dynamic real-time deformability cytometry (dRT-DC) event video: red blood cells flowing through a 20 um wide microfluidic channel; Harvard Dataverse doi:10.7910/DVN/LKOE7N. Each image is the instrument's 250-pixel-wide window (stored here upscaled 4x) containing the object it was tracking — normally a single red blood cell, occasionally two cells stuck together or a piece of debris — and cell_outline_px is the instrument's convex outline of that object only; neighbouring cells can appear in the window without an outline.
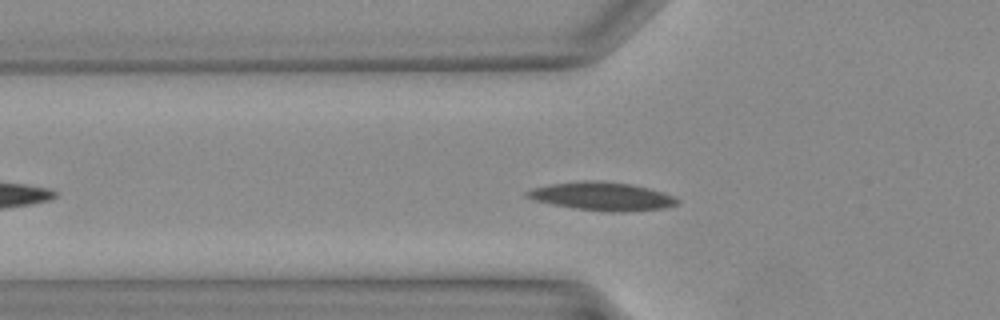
{"species": "Egyptian fruit bat (a non-hibernating species)", "species_latin": "Rousettus aegyptiacus", "temperature_condition": "warm", "stored_images_in_passage": 29, "camera_frame_rate_fps": 3000, "um_per_image_px": 0.085, "animal": {"sex": "female"}, "frame": {"image": 1, "passage_image": 6, "time_ms": 1.667, "image_size_px": [1000, 320], "cell_outline_px": [[680, 200], [676, 204], [664, 208], [624, 212], [608, 212], [576, 208], [552, 204], [536, 200], [528, 196], [524, 192], [532, 188], [548, 184], [580, 180], [600, 180], [632, 184], [648, 188], [672, 196]], "centroid_in_image_um": [51.16, 16.67], "position_along_channel_um": 74.6, "area_um2": 24.68}}
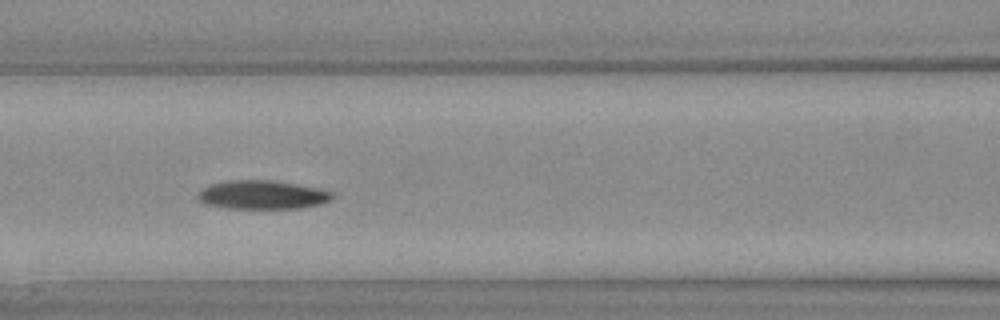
{"frame": {"image": 2, "passage_image": 10, "time_ms": 3.0, "image_size_px": [1000, 320], "cell_outline_px": [[332, 196], [328, 200], [320, 204], [300, 208], [224, 208], [204, 204], [196, 196], [196, 192], [212, 184], [228, 180], [272, 180], [296, 184], [316, 188], [332, 192]], "centroid_in_image_um": [22.22, 16.56], "position_along_channel_um": 144.4, "area_um2": 22.31}}
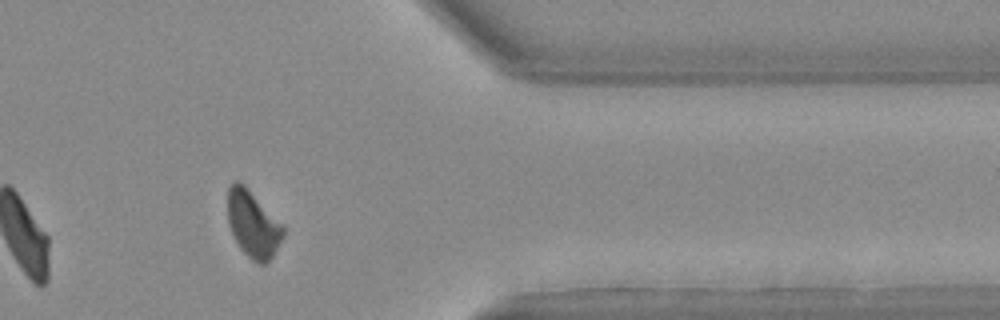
{"frame": {"image": 3, "passage_image": 25, "time_ms": 8.0, "image_size_px": [1000, 320], "cell_outline_px": [[284, 236], [272, 256], [264, 264], [260, 264], [252, 260], [240, 248], [228, 224], [228, 188], [236, 180], [244, 184], [284, 228]], "centroid_in_image_um": [21.48, 19.06], "position_along_channel_um": 389.9, "area_um2": 20.92}}